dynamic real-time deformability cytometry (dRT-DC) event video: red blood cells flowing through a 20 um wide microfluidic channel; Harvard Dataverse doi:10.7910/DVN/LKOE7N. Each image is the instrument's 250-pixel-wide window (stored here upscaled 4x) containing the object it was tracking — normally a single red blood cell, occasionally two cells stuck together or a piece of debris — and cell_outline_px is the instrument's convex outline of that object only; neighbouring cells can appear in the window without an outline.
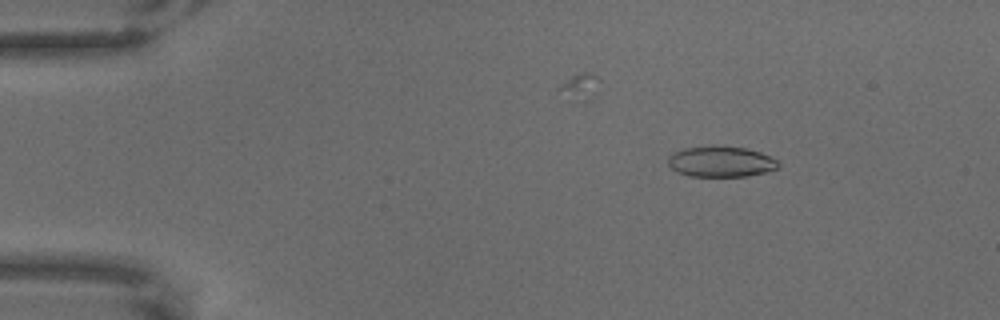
{"species": "common noctule bat (a hibernating species)", "species_latin": "Nyctalus noctula", "temperature_condition": "warm", "stored_images_in_passage": 64, "camera_frame_rate_fps": 3000, "um_per_image_px": 0.085, "animal": {"sex": "male", "body_mass_g": 18.8}, "frame": {"image": 1, "passage_image": 9, "time_ms": 2.667, "image_size_px": [1000, 320], "cell_outline_px": [[780, 168], [748, 176], [688, 176], [676, 172], [668, 164], [668, 156], [672, 152], [684, 148], [712, 144], [724, 144], [748, 148], [760, 152], [776, 160], [780, 164]], "centroid_in_image_um": [61.25, 13.7], "position_along_channel_um": 23.8, "area_um2": 20.35}}
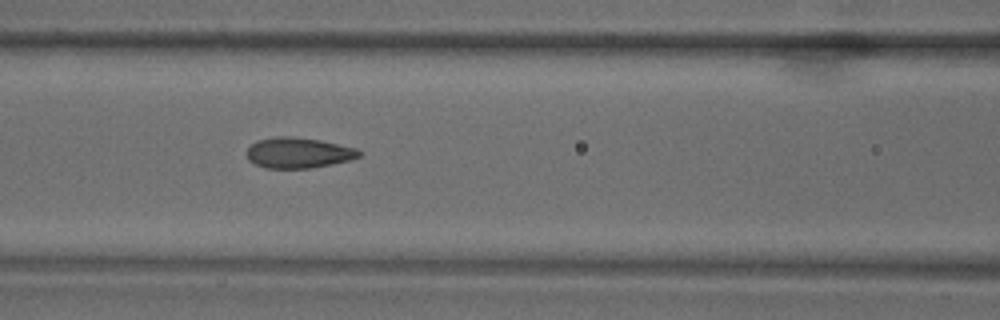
{"frame": {"image": 2, "passage_image": 28, "time_ms": 9.0, "image_size_px": [1000, 320], "cell_outline_px": [[360, 156], [348, 160], [332, 164], [312, 168], [264, 168], [248, 160], [248, 148], [256, 140], [276, 136], [292, 136], [320, 140], [356, 148], [360, 152]], "centroid_in_image_um": [25.34, 12.98], "position_along_channel_um": 141.3, "area_um2": 19.94}}
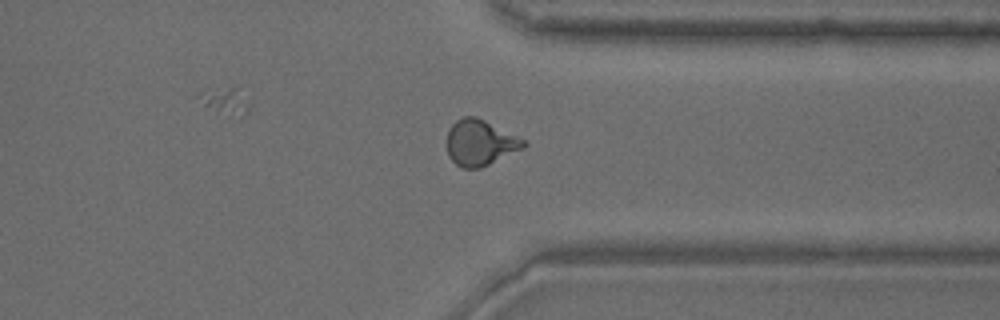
{"frame": {"image": 3, "passage_image": 50, "time_ms": 16.333, "image_size_px": [1000, 320], "cell_outline_px": [[528, 144], [524, 148], [480, 168], [464, 168], [456, 164], [448, 156], [448, 128], [456, 120], [464, 116], [476, 116], [524, 140]], "centroid_in_image_um": [40.79, 12.13], "position_along_channel_um": 370.6, "area_um2": 20.17}}